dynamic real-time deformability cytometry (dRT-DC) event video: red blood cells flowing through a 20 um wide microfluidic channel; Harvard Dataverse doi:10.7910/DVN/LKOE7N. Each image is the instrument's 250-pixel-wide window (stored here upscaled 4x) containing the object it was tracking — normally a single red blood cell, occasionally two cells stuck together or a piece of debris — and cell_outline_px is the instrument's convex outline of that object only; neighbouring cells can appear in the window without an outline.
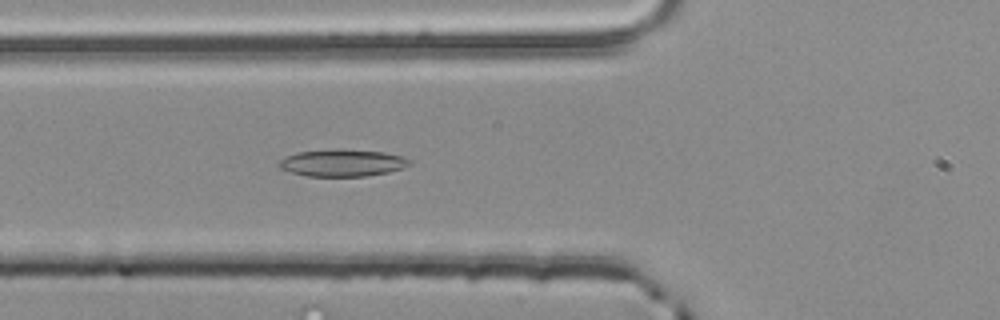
{"species": "common noctule bat (a hibernating species)", "species_latin": "Nyctalus noctula", "temperature_condition": "room temperature", "stored_images_in_passage": 41, "segment_of_instrument_passage": [1, 2], "camera_frame_rate_fps": 3000, "um_per_image_px": 0.085, "animal": {"sex": "male", "body_mass_g": 20.4}, "frame": {"image": 1, "passage_image": 6, "time_ms": 1.667, "image_size_px": [1000, 320], "cell_outline_px": [[412, 164], [388, 172], [364, 176], [308, 176], [292, 172], [280, 168], [280, 160], [296, 152], [336, 148], [344, 148], [384, 152], [404, 156], [412, 160]], "centroid_in_image_um": [29.15, 13.82], "position_along_channel_um": 96.7, "area_um2": 20.69}}
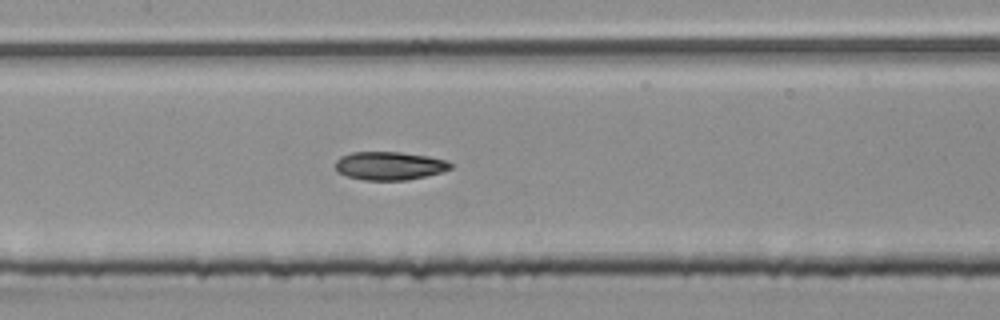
{"frame": {"image": 2, "passage_image": 12, "time_ms": 3.667, "image_size_px": [1000, 320], "cell_outline_px": [[452, 168], [444, 172], [408, 180], [364, 180], [348, 176], [336, 172], [336, 160], [340, 156], [352, 152], [400, 152], [428, 156], [448, 160], [452, 164]], "centroid_in_image_um": [33.13, 14.09], "position_along_channel_um": 174.3, "area_um2": 19.19}}
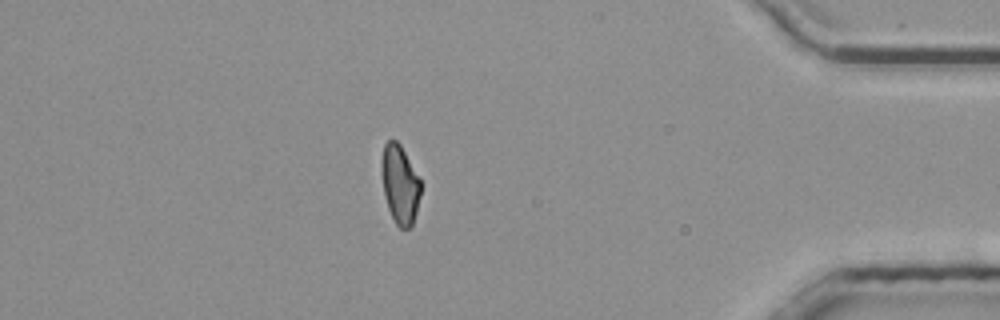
{"frame": {"image": 3, "passage_image": 33, "time_ms": 10.667, "image_size_px": [1000, 320], "cell_outline_px": [[420, 196], [412, 228], [400, 228], [396, 224], [388, 208], [384, 192], [380, 168], [380, 164], [384, 144], [388, 140], [396, 140], [400, 144], [420, 180]], "centroid_in_image_um": [33.98, 15.67], "position_along_channel_um": 401.2, "area_um2": 17.86}}